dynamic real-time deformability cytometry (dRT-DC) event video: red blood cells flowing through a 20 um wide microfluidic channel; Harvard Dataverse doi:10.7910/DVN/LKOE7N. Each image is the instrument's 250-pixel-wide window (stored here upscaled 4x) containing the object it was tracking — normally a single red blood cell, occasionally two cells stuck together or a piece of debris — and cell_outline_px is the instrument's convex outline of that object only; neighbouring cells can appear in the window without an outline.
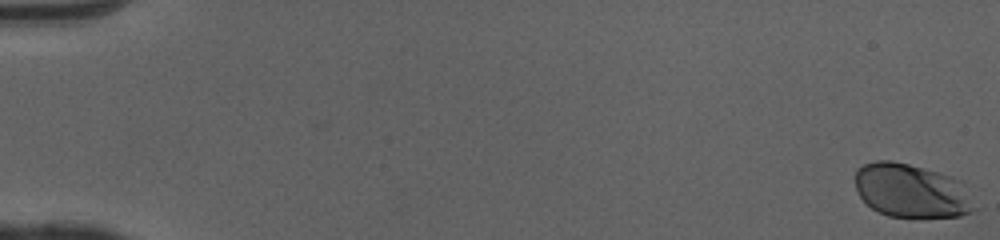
{"species": "human", "species_latin": "Homo sapiens", "temperature_condition": "cold", "stored_images_in_passage": 52, "camera_frame_rate_fps": 3000, "um_per_image_px": 0.085, "donor": {"sex": "female"}, "frame": {"image": 1, "passage_image": 1, "time_ms": 0.0, "image_size_px": [1000, 240], "cell_outline_px": [[980, 208], [972, 212], [960, 216], [920, 220], [916, 220], [888, 216], [872, 208], [860, 196], [856, 188], [856, 168], [864, 164], [876, 160], [892, 160], [908, 164], [952, 176], [964, 180]], "centroid_in_image_um": [77.6, 16.27], "position_along_channel_um": 7.4, "area_um2": 38.96}}
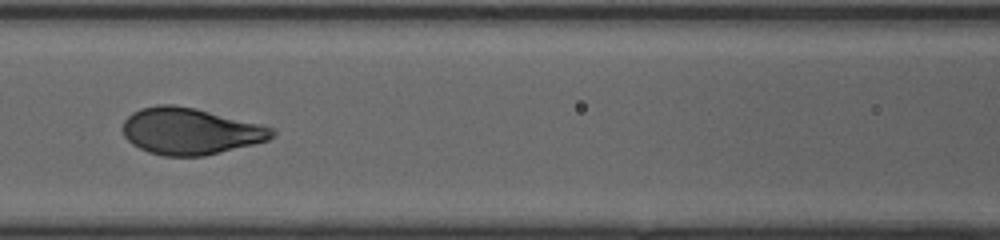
{"frame": {"image": 2, "passage_image": 25, "time_ms": 8.0, "image_size_px": [1000, 240], "cell_outline_px": [[276, 132], [268, 140], [204, 156], [164, 156], [148, 152], [132, 144], [124, 136], [124, 120], [132, 112], [140, 108], [160, 104], [172, 104], [192, 108], [260, 124], [276, 128]], "centroid_in_image_um": [16.15, 11.16], "position_along_channel_um": 150.4, "area_um2": 40.11}}
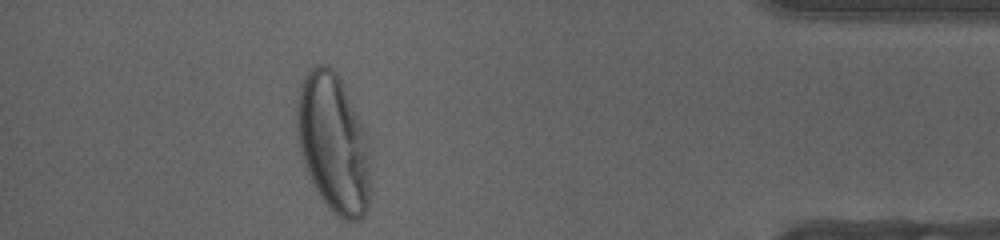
{"frame": {"image": 3, "passage_image": 47, "time_ms": 15.333, "image_size_px": [1000, 240], "cell_outline_px": [[368, 208], [364, 216], [360, 220], [344, 220], [336, 216], [328, 208], [320, 196], [308, 176], [304, 168], [296, 144], [296, 96], [300, 84], [304, 76], [316, 64], [328, 64], [340, 76], [364, 132], [368, 152]], "centroid_in_image_um": [28.25, 12.17], "position_along_channel_um": 406.9, "area_um2": 59.77}, "authors_computed_cell_mechanics": {"area_um2": 40.4311, "velocity_mm_per_s": 4.0591, "shape_relaxation_time_tau1_ms": 2.6553, "shape_relaxation_time_tau2_ms": null, "deformation_change_tau1": 0.1631, "deformation_change_tau2": null}}